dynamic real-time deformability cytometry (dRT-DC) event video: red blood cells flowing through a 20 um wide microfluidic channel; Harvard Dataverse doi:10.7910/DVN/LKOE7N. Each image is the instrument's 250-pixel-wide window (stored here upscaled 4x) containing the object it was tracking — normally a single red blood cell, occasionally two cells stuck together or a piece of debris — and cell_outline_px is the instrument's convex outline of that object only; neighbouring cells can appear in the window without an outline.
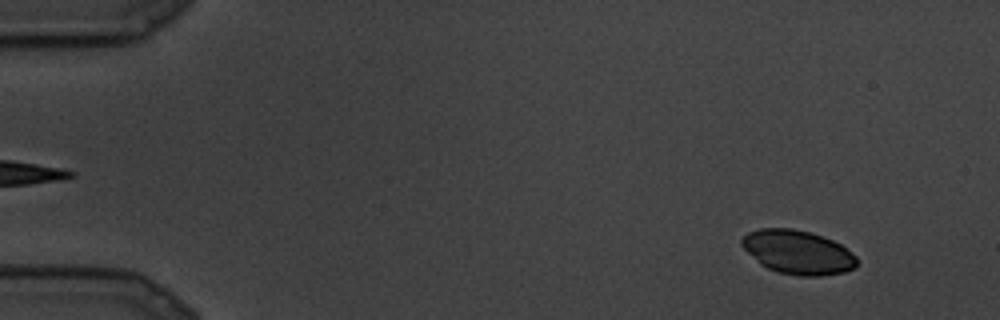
{"species": "common noctule bat (a hibernating species)", "species_latin": "Nyctalus noctula", "temperature_condition": "cold", "stored_images_in_passage": 17, "camera_frame_rate_fps": 3000, "um_per_image_px": 0.085, "animal": {"sex": "male", "body_mass_g": 19.5, "forearm_length_mm": 54.6}, "frame": {"image": 1, "passage_image": 2, "time_ms": 0.333, "image_size_px": [1000, 320], "cell_outline_px": [[856, 268], [844, 272], [820, 276], [800, 276], [776, 272], [760, 264], [740, 244], [740, 240], [748, 232], [760, 228], [792, 228], [808, 232], [832, 240], [840, 244], [856, 256]], "centroid_in_image_um": [67.8, 21.44], "position_along_channel_um": 17.2, "area_um2": 29.3}}